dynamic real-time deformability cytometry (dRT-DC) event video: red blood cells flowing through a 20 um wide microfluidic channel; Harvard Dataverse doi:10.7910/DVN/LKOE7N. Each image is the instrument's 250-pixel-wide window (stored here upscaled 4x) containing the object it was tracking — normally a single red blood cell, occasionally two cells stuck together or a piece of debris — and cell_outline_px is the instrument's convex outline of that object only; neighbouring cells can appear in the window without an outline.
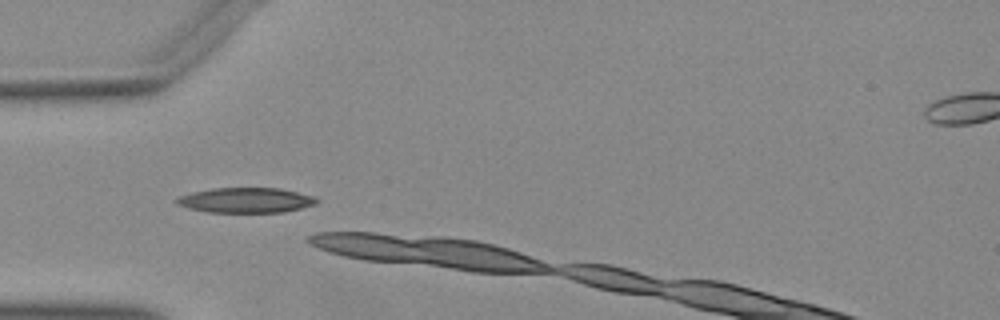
{"species": "Egyptian fruit bat (a non-hibernating species)", "species_latin": "Rousettus aegyptiacus", "temperature_condition": "warm", "stored_images_in_passage": 2, "camera_frame_rate_fps": 3000, "um_per_image_px": 0.085, "animal": {"sex": "female"}, "frame": {"image": 1, "passage_image": 1, "time_ms": 0.0, "image_size_px": [1000, 320], "cell_outline_px": [[320, 200], [316, 204], [284, 212], [208, 212], [188, 208], [176, 204], [176, 200], [180, 196], [192, 192], [212, 188], [280, 188], [312, 196]], "centroid_in_image_um": [20.89, 17.02], "position_along_channel_um": 64.1, "area_um2": 20.35}}